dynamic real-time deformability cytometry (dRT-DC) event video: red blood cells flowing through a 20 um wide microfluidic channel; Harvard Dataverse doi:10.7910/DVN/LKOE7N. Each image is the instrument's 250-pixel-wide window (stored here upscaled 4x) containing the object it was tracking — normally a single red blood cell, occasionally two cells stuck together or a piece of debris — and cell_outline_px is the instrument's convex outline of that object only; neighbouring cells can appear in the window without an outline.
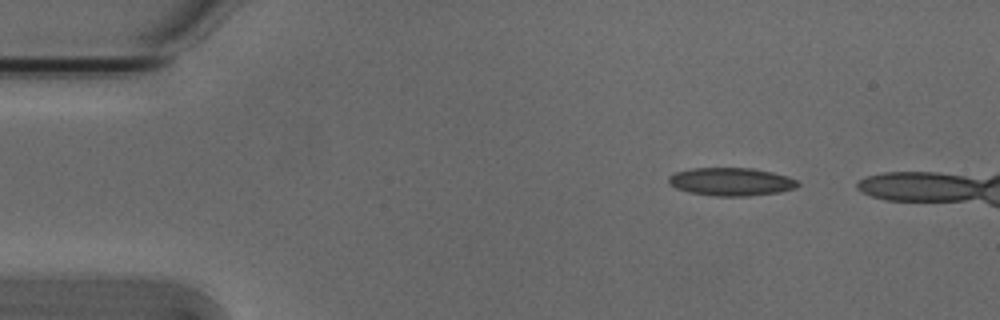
{"species": "Egyptian fruit bat (a non-hibernating species)", "species_latin": "Rousettus aegyptiacus", "temperature_condition": "cold", "stored_images_in_passage": 3, "camera_frame_rate_fps": 3000, "um_per_image_px": 0.085, "animal": {"sex": "male"}, "frame": {"image": 1, "passage_image": 1, "time_ms": 0.0, "image_size_px": [1000, 320], "cell_outline_px": [[800, 184], [796, 188], [780, 192], [748, 196], [712, 196], [688, 192], [676, 188], [668, 184], [668, 176], [676, 172], [692, 168], [752, 168], [772, 172], [788, 176], [796, 180]], "centroid_in_image_um": [62.14, 15.45], "position_along_channel_um": 22.9, "area_um2": 21.27}}